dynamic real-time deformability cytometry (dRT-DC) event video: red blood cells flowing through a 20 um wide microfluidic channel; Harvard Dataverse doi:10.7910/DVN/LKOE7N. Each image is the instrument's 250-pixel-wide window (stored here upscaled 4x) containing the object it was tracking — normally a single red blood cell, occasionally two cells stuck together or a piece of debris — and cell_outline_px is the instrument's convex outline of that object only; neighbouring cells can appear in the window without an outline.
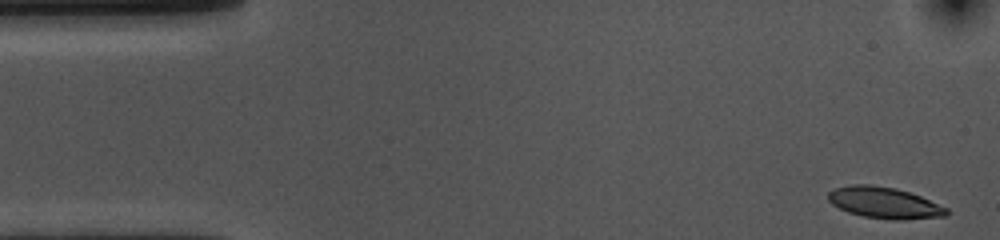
{"species": "common noctule bat (a hibernating species)", "species_latin": "Nyctalus noctula", "temperature_condition": "cold", "stored_images_in_passage": 47, "camera_frame_rate_fps": 3000, "um_per_image_px": 0.085, "animal": {"sex": "female", "body_mass_g": 10.0, "forearm_length_mm": 53.1}, "frame": {"image": 1, "passage_image": 1, "time_ms": 0.0, "image_size_px": [1000, 240], "cell_outline_px": [[948, 212], [944, 216], [904, 220], [892, 220], [864, 216], [848, 212], [832, 204], [828, 200], [828, 192], [836, 188], [852, 184], [868, 184], [896, 188], [920, 196], [948, 208]], "centroid_in_image_um": [75.16, 17.23], "position_along_channel_um": 9.8, "area_um2": 21.44}}
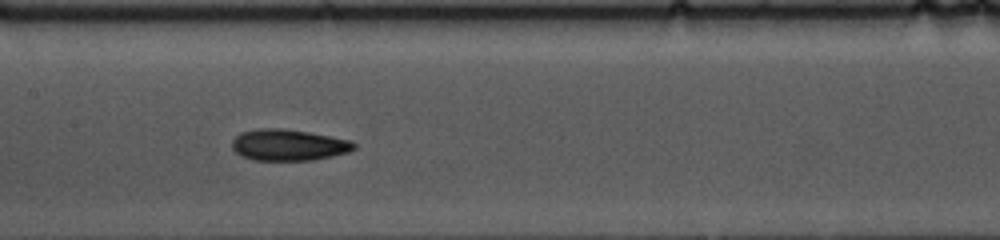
{"frame": {"image": 2, "passage_image": 24, "time_ms": 7.667, "image_size_px": [1000, 240], "cell_outline_px": [[356, 148], [348, 152], [332, 156], [312, 160], [252, 160], [240, 156], [232, 148], [232, 140], [240, 132], [264, 128], [280, 128], [308, 132], [352, 140], [356, 144]], "centroid_in_image_um": [24.52, 12.32], "position_along_channel_um": 182.9, "area_um2": 22.31}}
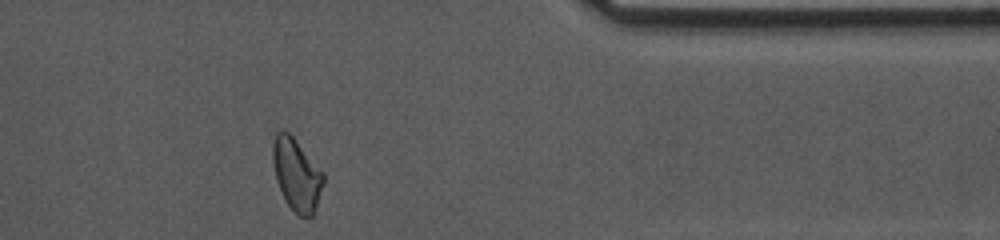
{"frame": {"image": 3, "passage_image": 43, "time_ms": 14.0, "image_size_px": [1000, 240], "cell_outline_px": [[324, 184], [316, 208], [312, 216], [300, 216], [288, 204], [276, 180], [272, 160], [272, 144], [276, 132], [288, 132], [292, 136], [324, 172]], "centroid_in_image_um": [25.22, 14.83], "position_along_channel_um": 386.2, "area_um2": 21.04}, "authors_computed_cell_mechanics": {"area_um2": 21.6172, "velocity_mm_per_s": 3.5772, "shape_relaxation_time_tau1_ms": 4.7392, "shape_relaxation_time_tau2_ms": 5.2549, "deformation_change_tau1": 0.1206, "deformation_change_tau2": 0.1058}}